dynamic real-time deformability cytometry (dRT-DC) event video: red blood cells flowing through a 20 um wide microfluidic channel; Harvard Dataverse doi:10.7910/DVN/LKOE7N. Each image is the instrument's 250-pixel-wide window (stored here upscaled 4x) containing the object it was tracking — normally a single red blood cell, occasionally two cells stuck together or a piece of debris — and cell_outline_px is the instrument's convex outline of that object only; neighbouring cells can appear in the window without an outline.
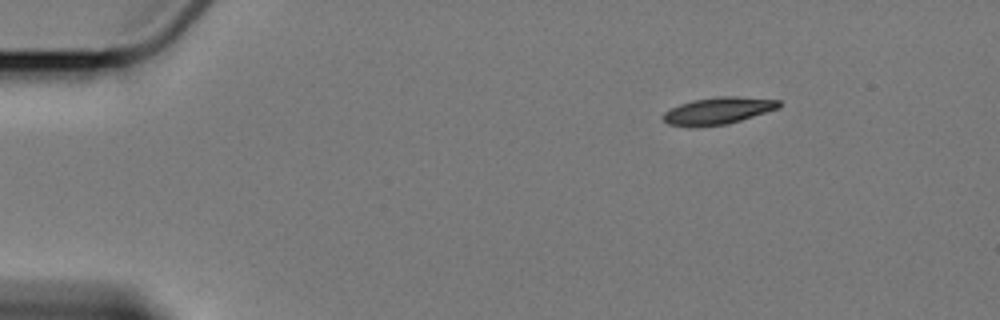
{"species": "Egyptian fruit bat (a non-hibernating species)", "species_latin": "Rousettus aegyptiacus", "temperature_condition": "cold", "stored_images_in_passage": 4, "camera_frame_rate_fps": 3000, "um_per_image_px": 0.085, "animal": {"sex": "female"}, "frame": {"image": 1, "passage_image": 1, "time_ms": 0.0, "image_size_px": [1000, 320], "cell_outline_px": [[780, 108], [728, 124], [668, 124], [664, 120], [664, 112], [680, 104], [692, 100], [716, 96], [736, 96], [780, 100]], "centroid_in_image_um": [61.13, 9.36], "position_along_channel_um": 23.9, "area_um2": 17.51}}
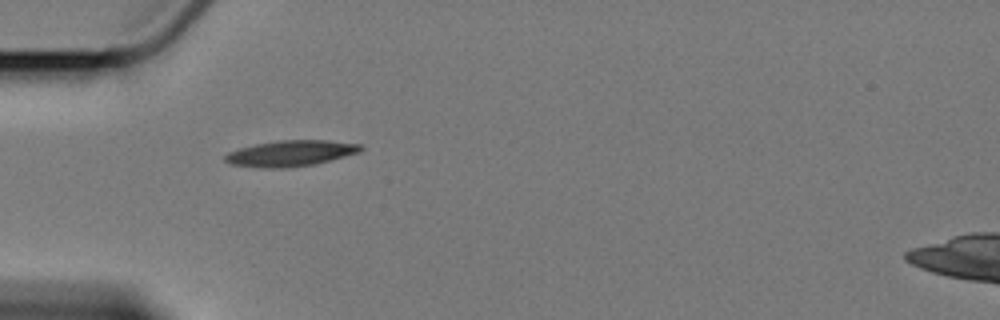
{"frame": {"image": 2, "passage_image": 4, "time_ms": 3.333, "image_size_px": [1000, 320], "cell_outline_px": [[364, 148], [360, 152], [312, 164], [284, 168], [264, 168], [232, 164], [224, 160], [224, 156], [228, 152], [240, 148], [256, 144], [280, 140], [328, 140], [360, 144]], "centroid_in_image_um": [24.7, 13.02], "position_along_channel_um": 60.3, "area_um2": 20.17}}